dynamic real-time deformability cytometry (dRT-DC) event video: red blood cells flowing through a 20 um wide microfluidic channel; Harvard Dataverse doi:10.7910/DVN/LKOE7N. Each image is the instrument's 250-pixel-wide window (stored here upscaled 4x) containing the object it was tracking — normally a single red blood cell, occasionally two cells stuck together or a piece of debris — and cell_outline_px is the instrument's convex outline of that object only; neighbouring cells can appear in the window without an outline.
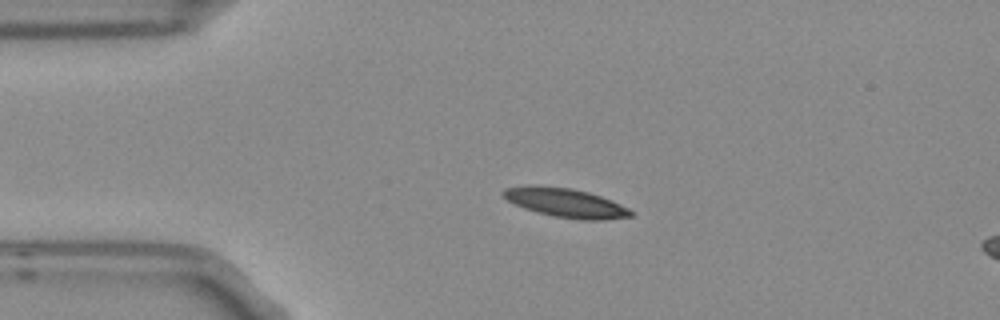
{"species": "Egyptian fruit bat (a non-hibernating species)", "species_latin": "Rousettus aegyptiacus", "temperature_condition": "room temperature", "stored_images_in_passage": 4, "segment_of_instrument_passage": [1, 2], "camera_frame_rate_fps": 3000, "um_per_image_px": 0.085, "frame": {"image": 1, "passage_image": 2, "time_ms": 0.333, "image_size_px": [1000, 320], "cell_outline_px": [[632, 216], [604, 220], [584, 220], [552, 216], [524, 208], [508, 200], [500, 192], [504, 188], [524, 184], [536, 184], [572, 188], [588, 192], [612, 200], [628, 208], [632, 212]], "centroid_in_image_um": [48.03, 17.21], "position_along_channel_um": 37.0, "area_um2": 21.79}}